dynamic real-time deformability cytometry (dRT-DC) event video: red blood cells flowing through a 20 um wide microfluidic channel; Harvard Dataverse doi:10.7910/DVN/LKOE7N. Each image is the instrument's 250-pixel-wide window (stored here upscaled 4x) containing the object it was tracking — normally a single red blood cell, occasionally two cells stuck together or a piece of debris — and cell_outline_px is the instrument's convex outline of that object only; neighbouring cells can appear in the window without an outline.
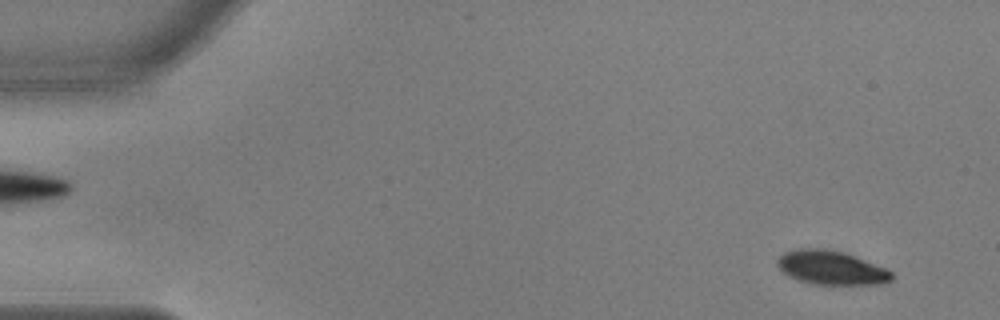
{"species": "common noctule bat (a hibernating species)", "species_latin": "Nyctalus noctula", "temperature_condition": "warm", "stored_images_in_passage": 55, "camera_frame_rate_fps": 3000, "um_per_image_px": 0.085, "animal": {"sex": "male", "body_mass_g": 17.9, "forearm_length_mm": 54.2}, "frame": {"image": 1, "passage_image": 3, "time_ms": 0.667, "image_size_px": [1000, 320], "cell_outline_px": [[892, 280], [884, 284], [812, 284], [788, 276], [776, 264], [776, 260], [784, 252], [800, 248], [820, 248], [844, 252], [856, 256], [888, 268], [892, 272]], "centroid_in_image_um": [70.68, 22.75], "position_along_channel_um": 14.3, "area_um2": 22.72}}
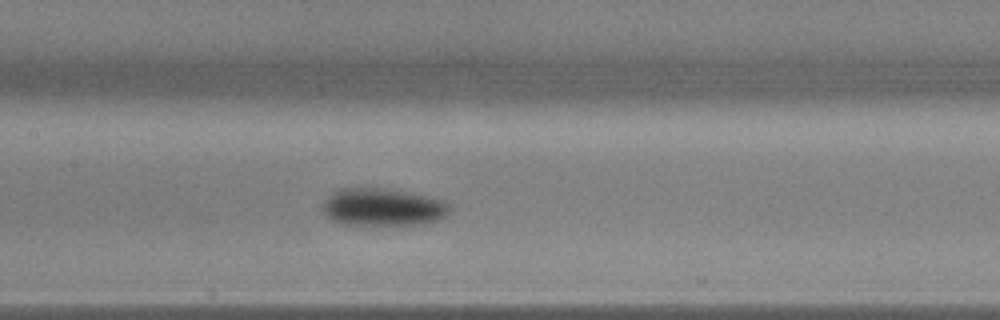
{"frame": {"image": 2, "passage_image": 26, "time_ms": 8.333, "image_size_px": [1000, 320], "cell_outline_px": [[452, 208], [440, 220], [424, 224], [396, 228], [384, 228], [340, 224], [332, 220], [320, 208], [320, 204], [328, 192], [340, 188], [384, 188], [408, 192], [428, 196], [444, 200]], "centroid_in_image_um": [32.49, 17.66], "position_along_channel_um": 174.9, "area_um2": 29.59}}
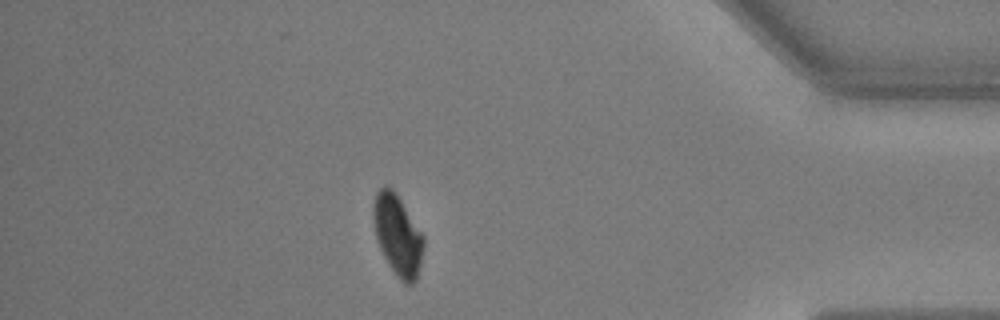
{"frame": {"image": 3, "passage_image": 48, "time_ms": 15.667, "image_size_px": [1000, 320], "cell_outline_px": [[424, 248], [416, 280], [412, 284], [404, 284], [396, 276], [388, 264], [376, 240], [372, 216], [372, 204], [376, 192], [384, 184], [392, 188], [396, 192], [424, 236]], "centroid_in_image_um": [33.78, 19.96], "position_along_channel_um": 401.4, "area_um2": 23.93}, "authors_computed_cell_mechanics": {"area_um2": 25.4898, "velocity_mm_per_s": 3.6021, "shape_relaxation_time_tau1_ms": 2.3464, "shape_relaxation_time_tau2_ms": null, "deformation_change_tau1": 0.1252, "deformation_change_tau2": null}}